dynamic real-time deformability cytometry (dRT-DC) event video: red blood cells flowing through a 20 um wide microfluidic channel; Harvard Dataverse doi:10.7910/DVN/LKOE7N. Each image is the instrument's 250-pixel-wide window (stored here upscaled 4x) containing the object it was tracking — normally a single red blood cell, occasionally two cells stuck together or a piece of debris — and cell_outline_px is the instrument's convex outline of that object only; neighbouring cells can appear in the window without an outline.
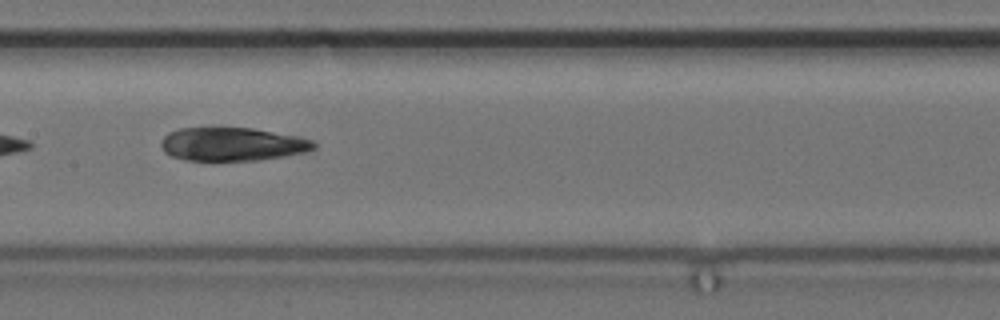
{"species": "common noctule bat (a hibernating species)", "species_latin": "Nyctalus noctula", "temperature_condition": "cold", "stored_images_in_passage": 5, "camera_frame_rate_fps": 3000, "um_per_image_px": 0.085, "animal": {"sex": "female", "body_mass_g": 24.6, "forearm_length_mm": 56.2}, "frame": {"image": 1, "passage_image": 4, "time_ms": 1.0, "image_size_px": [1000, 320], "cell_outline_px": [[316, 148], [304, 152], [260, 160], [184, 160], [172, 156], [164, 152], [160, 144], [160, 140], [168, 132], [180, 128], [212, 124], [252, 128], [296, 136], [312, 140], [316, 144]], "centroid_in_image_um": [19.65, 12.2], "position_along_channel_um": 187.7, "area_um2": 30.63}}
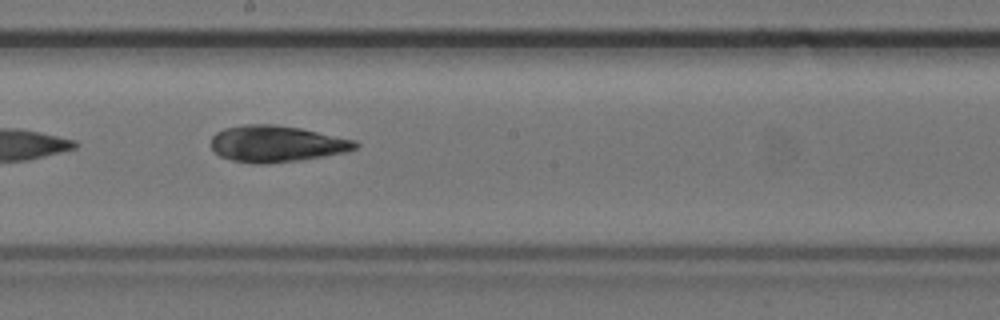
{"frame": {"image": 2, "passage_image": 5, "time_ms": 1.333, "image_size_px": [1000, 320], "cell_outline_px": [[360, 144], [356, 148], [348, 152], [300, 160], [264, 164], [256, 164], [232, 160], [220, 156], [212, 148], [212, 136], [216, 132], [224, 128], [244, 124], [276, 124], [300, 128], [356, 140]], "centroid_in_image_um": [23.52, 12.22], "position_along_channel_um": 224.7, "area_um2": 30.75}}